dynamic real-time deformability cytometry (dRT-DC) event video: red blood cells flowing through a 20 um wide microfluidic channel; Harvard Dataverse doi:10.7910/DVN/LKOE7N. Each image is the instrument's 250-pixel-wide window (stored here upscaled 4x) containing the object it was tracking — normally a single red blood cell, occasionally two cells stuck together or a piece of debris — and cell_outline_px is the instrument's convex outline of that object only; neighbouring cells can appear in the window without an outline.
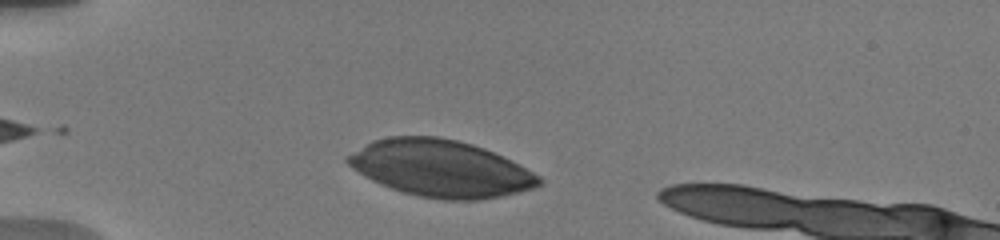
{"species": "human", "species_latin": "Homo sapiens", "temperature_condition": "warm", "stored_images_in_passage": 11, "camera_frame_rate_fps": 3000, "um_per_image_px": 0.085, "donor": {"sex": "male"}, "frame": {"image": 1, "passage_image": 5, "time_ms": 1.333, "image_size_px": [1000, 240], "cell_outline_px": [[544, 184], [520, 192], [500, 196], [476, 200], [444, 200], [420, 196], [404, 192], [392, 188], [372, 180], [364, 176], [352, 168], [344, 160], [348, 156], [372, 140], [388, 136], [436, 136], [456, 140], [472, 144], [484, 148], [540, 176], [544, 180]], "centroid_in_image_um": [37.45, 14.32], "position_along_channel_um": 47.6, "area_um2": 62.66}}